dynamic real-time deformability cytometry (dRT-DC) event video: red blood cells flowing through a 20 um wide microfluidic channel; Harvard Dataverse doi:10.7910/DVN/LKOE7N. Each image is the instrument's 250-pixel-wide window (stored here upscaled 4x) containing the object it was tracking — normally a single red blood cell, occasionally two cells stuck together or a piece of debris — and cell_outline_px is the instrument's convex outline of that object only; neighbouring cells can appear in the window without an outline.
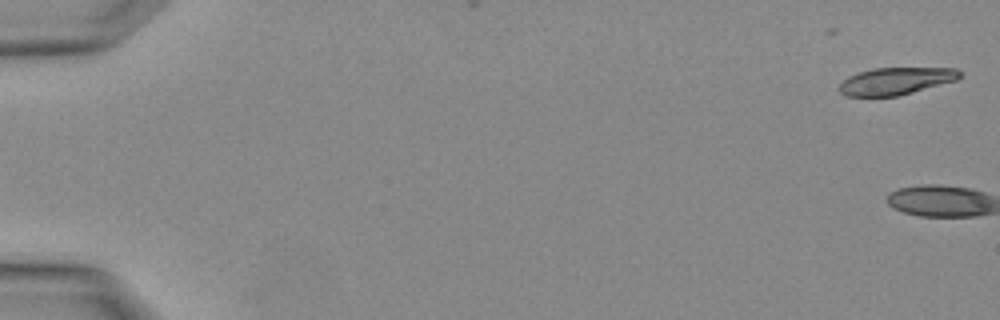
{"species": "Egyptian fruit bat (a non-hibernating species)", "species_latin": "Rousettus aegyptiacus", "temperature_condition": "warm", "stored_images_in_passage": 5, "camera_frame_rate_fps": 3000, "um_per_image_px": 0.085, "animal": {"sex": "female"}, "frame": {"image": 1, "passage_image": 1, "time_ms": 0.0, "image_size_px": [1000, 320], "cell_outline_px": [[960, 76], [956, 80], [912, 92], [896, 96], [844, 96], [836, 88], [848, 76], [872, 68], [956, 68], [960, 72]], "centroid_in_image_um": [76.09, 6.89], "position_along_channel_um": 8.9, "area_um2": 18.96}}